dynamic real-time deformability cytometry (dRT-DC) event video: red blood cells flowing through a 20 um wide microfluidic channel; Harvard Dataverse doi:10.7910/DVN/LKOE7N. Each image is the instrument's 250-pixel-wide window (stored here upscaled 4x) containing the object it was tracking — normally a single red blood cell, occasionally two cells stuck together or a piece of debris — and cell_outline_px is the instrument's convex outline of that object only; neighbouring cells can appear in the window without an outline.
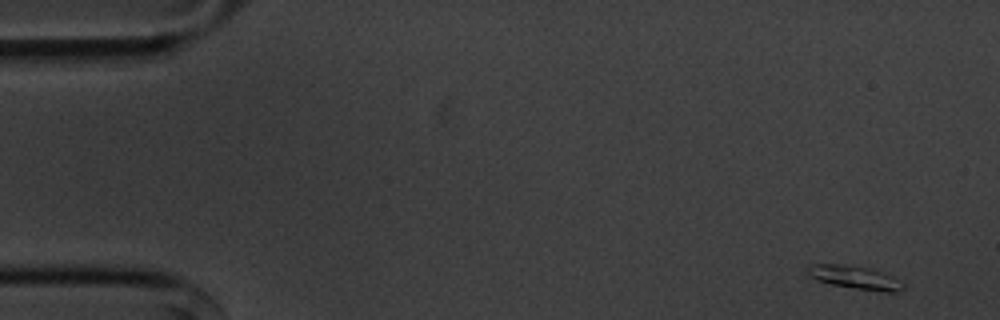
{"species": "common noctule bat (a hibernating species)", "species_latin": "Nyctalus noctula", "temperature_condition": "cold", "stored_images_in_passage": 54, "camera_frame_rate_fps": 3000, "um_per_image_px": 0.085, "animal": {"sex": "male", "body_mass_g": 20.1, "forearm_length_mm": 53.5}, "frame": {"image": 1, "passage_image": 1, "time_ms": 0.0, "image_size_px": [1000, 320], "cell_outline_px": [[904, 288], [896, 292], [884, 292], [856, 288], [832, 284], [808, 276], [808, 268], [812, 264], [840, 264], [872, 268], [892, 276], [904, 284]], "centroid_in_image_um": [72.71, 23.57], "position_along_channel_um": 12.3, "area_um2": 12.72}}
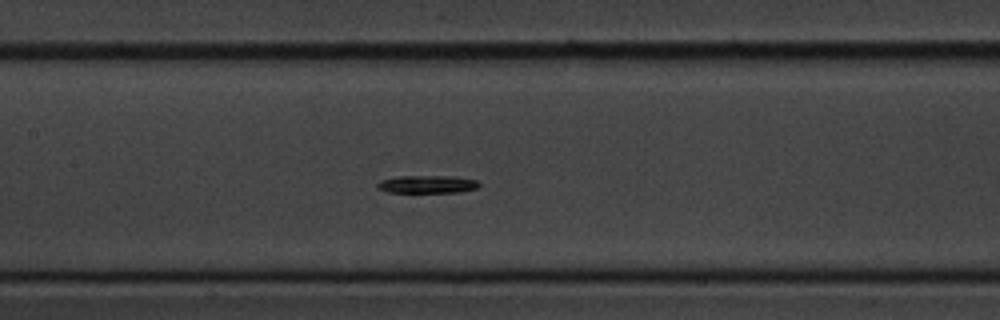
{"frame": {"image": 2, "passage_image": 24, "time_ms": 7.667, "image_size_px": [1000, 320], "cell_outline_px": [[480, 184], [476, 188], [460, 192], [388, 192], [376, 188], [376, 184], [380, 180], [396, 176], [444, 176], [476, 180]], "centroid_in_image_um": [36.24, 15.66], "position_along_channel_um": 171.2, "area_um2": 10.4}}
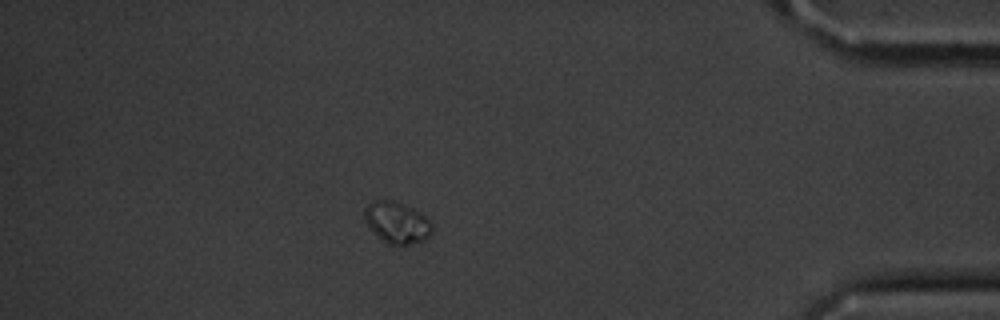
{"frame": {"image": 3, "passage_image": 47, "time_ms": 15.333, "image_size_px": [1000, 320], "cell_outline_px": [[432, 232], [424, 240], [392, 248], [384, 244], [380, 240], [364, 220], [364, 208], [372, 200], [392, 200], [404, 204], [420, 212], [432, 224]], "centroid_in_image_um": [33.7, 18.95], "position_along_channel_um": 401.5, "area_um2": 16.7}, "authors_computed_cell_mechanics": {"area_um2": 11.0109, "velocity_mm_per_s": 3.549, "shape_relaxation_time_tau1_ms": 1.9482, "shape_relaxation_time_tau2_ms": null, "deformation_change_tau1": 0.0727, "deformation_change_tau2": null}}